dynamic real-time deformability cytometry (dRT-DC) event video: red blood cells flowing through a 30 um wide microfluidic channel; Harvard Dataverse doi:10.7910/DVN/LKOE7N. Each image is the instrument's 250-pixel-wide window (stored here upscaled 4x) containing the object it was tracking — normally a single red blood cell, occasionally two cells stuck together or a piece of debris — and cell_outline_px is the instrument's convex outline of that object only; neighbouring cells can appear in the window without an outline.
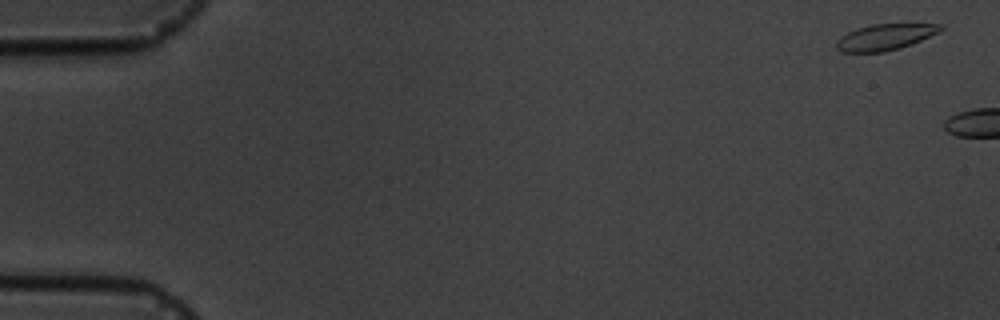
{"species": "common noctule bat (a hibernating species)", "species_latin": "Nyctalus noctula", "temperature_condition": "cold", "stored_images_in_passage": 3, "camera_frame_rate_fps": 3000, "um_per_image_px": 0.085, "animal": {"sex": "male", "body_mass_g": 19.5, "forearm_length_mm": 54.6}, "frame": {"image": 1, "passage_image": 1, "time_ms": 0.0, "image_size_px": [1000, 320], "cell_outline_px": [[944, 28], [940, 32], [900, 48], [884, 52], [840, 52], [836, 48], [836, 40], [840, 36], [856, 28], [872, 24], [944, 24]], "centroid_in_image_um": [75.21, 3.15], "position_along_channel_um": 9.8, "area_um2": 15.9}}